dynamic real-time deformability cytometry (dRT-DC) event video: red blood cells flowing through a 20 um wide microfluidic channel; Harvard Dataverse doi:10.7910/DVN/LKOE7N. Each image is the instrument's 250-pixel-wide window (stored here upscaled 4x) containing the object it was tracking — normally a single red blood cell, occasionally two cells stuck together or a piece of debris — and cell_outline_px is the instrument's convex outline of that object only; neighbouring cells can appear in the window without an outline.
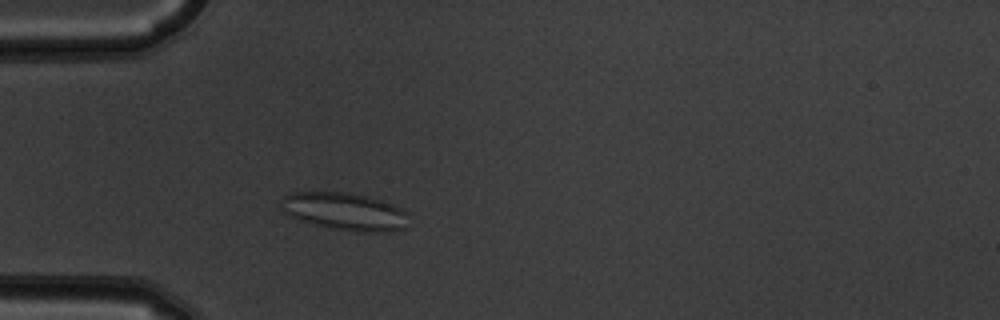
{"species": "common noctule bat (a hibernating species)", "species_latin": "Nyctalus noctula", "temperature_condition": "warm", "stored_images_in_passage": 3, "camera_frame_rate_fps": 3000, "um_per_image_px": 0.085, "animal": {"sex": "male", "body_mass_g": 19.5, "forearm_length_mm": 54.6}, "frame": {"image": 1, "passage_image": 3, "time_ms": 0.667, "image_size_px": [1000, 320], "cell_outline_px": [[404, 228], [392, 232], [356, 232], [328, 228], [300, 220], [288, 216], [280, 208], [284, 196], [288, 192], [348, 192], [368, 196], [392, 204], [400, 208], [404, 212]], "centroid_in_image_um": [29.23, 17.98], "position_along_channel_um": 55.8, "area_um2": 27.92}}